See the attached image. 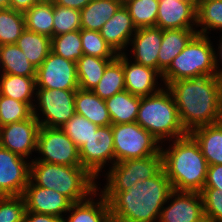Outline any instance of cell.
I'll return each instance as SVG.
<instances>
[{
    "mask_svg": "<svg viewBox=\"0 0 222 222\" xmlns=\"http://www.w3.org/2000/svg\"><path fill=\"white\" fill-rule=\"evenodd\" d=\"M207 1H211V0H194V4L197 8L200 4H203L204 2H207Z\"/></svg>",
    "mask_w": 222,
    "mask_h": 222,
    "instance_id": "681fc988",
    "label": "cell"
},
{
    "mask_svg": "<svg viewBox=\"0 0 222 222\" xmlns=\"http://www.w3.org/2000/svg\"><path fill=\"white\" fill-rule=\"evenodd\" d=\"M161 146L162 168L175 191L200 192L204 188L208 163L194 137L188 133Z\"/></svg>",
    "mask_w": 222,
    "mask_h": 222,
    "instance_id": "3957f363",
    "label": "cell"
},
{
    "mask_svg": "<svg viewBox=\"0 0 222 222\" xmlns=\"http://www.w3.org/2000/svg\"><path fill=\"white\" fill-rule=\"evenodd\" d=\"M79 158L82 167L96 179L103 173L102 169L109 166L108 163L111 167L115 163L112 125L100 126L79 148Z\"/></svg>",
    "mask_w": 222,
    "mask_h": 222,
    "instance_id": "8fae6325",
    "label": "cell"
},
{
    "mask_svg": "<svg viewBox=\"0 0 222 222\" xmlns=\"http://www.w3.org/2000/svg\"><path fill=\"white\" fill-rule=\"evenodd\" d=\"M80 29V10L53 3V36Z\"/></svg>",
    "mask_w": 222,
    "mask_h": 222,
    "instance_id": "ab89813d",
    "label": "cell"
},
{
    "mask_svg": "<svg viewBox=\"0 0 222 222\" xmlns=\"http://www.w3.org/2000/svg\"><path fill=\"white\" fill-rule=\"evenodd\" d=\"M30 180L42 188L53 189L72 203L88 199L98 190L96 178L82 166H63L31 161Z\"/></svg>",
    "mask_w": 222,
    "mask_h": 222,
    "instance_id": "277c9868",
    "label": "cell"
},
{
    "mask_svg": "<svg viewBox=\"0 0 222 222\" xmlns=\"http://www.w3.org/2000/svg\"><path fill=\"white\" fill-rule=\"evenodd\" d=\"M51 51L67 60L77 62L83 56L80 30L53 36Z\"/></svg>",
    "mask_w": 222,
    "mask_h": 222,
    "instance_id": "d590c367",
    "label": "cell"
},
{
    "mask_svg": "<svg viewBox=\"0 0 222 222\" xmlns=\"http://www.w3.org/2000/svg\"><path fill=\"white\" fill-rule=\"evenodd\" d=\"M75 95L76 90L36 88L33 115L40 126L60 128L64 125L76 114Z\"/></svg>",
    "mask_w": 222,
    "mask_h": 222,
    "instance_id": "ba28073f",
    "label": "cell"
},
{
    "mask_svg": "<svg viewBox=\"0 0 222 222\" xmlns=\"http://www.w3.org/2000/svg\"><path fill=\"white\" fill-rule=\"evenodd\" d=\"M127 52L123 53L125 90L132 95L145 97L157 93L164 87L158 84L162 75L155 69L132 62ZM159 85V86H158ZM161 85V86H160ZM158 87V88H157Z\"/></svg>",
    "mask_w": 222,
    "mask_h": 222,
    "instance_id": "ac0fdd59",
    "label": "cell"
},
{
    "mask_svg": "<svg viewBox=\"0 0 222 222\" xmlns=\"http://www.w3.org/2000/svg\"><path fill=\"white\" fill-rule=\"evenodd\" d=\"M204 188H216L222 195V164L208 166Z\"/></svg>",
    "mask_w": 222,
    "mask_h": 222,
    "instance_id": "7bdbcfd3",
    "label": "cell"
},
{
    "mask_svg": "<svg viewBox=\"0 0 222 222\" xmlns=\"http://www.w3.org/2000/svg\"><path fill=\"white\" fill-rule=\"evenodd\" d=\"M97 124L92 123L85 117L75 114L60 128L76 144L79 149L90 137L95 134L99 128Z\"/></svg>",
    "mask_w": 222,
    "mask_h": 222,
    "instance_id": "8d00e7d4",
    "label": "cell"
},
{
    "mask_svg": "<svg viewBox=\"0 0 222 222\" xmlns=\"http://www.w3.org/2000/svg\"><path fill=\"white\" fill-rule=\"evenodd\" d=\"M10 0H0V9L9 8Z\"/></svg>",
    "mask_w": 222,
    "mask_h": 222,
    "instance_id": "c3c4849f",
    "label": "cell"
},
{
    "mask_svg": "<svg viewBox=\"0 0 222 222\" xmlns=\"http://www.w3.org/2000/svg\"><path fill=\"white\" fill-rule=\"evenodd\" d=\"M26 29L53 37V2L41 0L24 12Z\"/></svg>",
    "mask_w": 222,
    "mask_h": 222,
    "instance_id": "1f68e13d",
    "label": "cell"
},
{
    "mask_svg": "<svg viewBox=\"0 0 222 222\" xmlns=\"http://www.w3.org/2000/svg\"><path fill=\"white\" fill-rule=\"evenodd\" d=\"M36 88L77 90L76 62L51 51L36 70Z\"/></svg>",
    "mask_w": 222,
    "mask_h": 222,
    "instance_id": "7c38bea8",
    "label": "cell"
},
{
    "mask_svg": "<svg viewBox=\"0 0 222 222\" xmlns=\"http://www.w3.org/2000/svg\"><path fill=\"white\" fill-rule=\"evenodd\" d=\"M75 113L98 126L112 125L105 101L92 90L77 89L75 95Z\"/></svg>",
    "mask_w": 222,
    "mask_h": 222,
    "instance_id": "603a6c76",
    "label": "cell"
},
{
    "mask_svg": "<svg viewBox=\"0 0 222 222\" xmlns=\"http://www.w3.org/2000/svg\"><path fill=\"white\" fill-rule=\"evenodd\" d=\"M115 163L161 151L160 142L136 122L112 124Z\"/></svg>",
    "mask_w": 222,
    "mask_h": 222,
    "instance_id": "52a82bcc",
    "label": "cell"
},
{
    "mask_svg": "<svg viewBox=\"0 0 222 222\" xmlns=\"http://www.w3.org/2000/svg\"><path fill=\"white\" fill-rule=\"evenodd\" d=\"M29 161L0 146V196L23 195L30 181Z\"/></svg>",
    "mask_w": 222,
    "mask_h": 222,
    "instance_id": "4fadbf2b",
    "label": "cell"
},
{
    "mask_svg": "<svg viewBox=\"0 0 222 222\" xmlns=\"http://www.w3.org/2000/svg\"><path fill=\"white\" fill-rule=\"evenodd\" d=\"M98 190L88 199L72 203L63 222H112L108 201ZM99 197L97 200L94 197Z\"/></svg>",
    "mask_w": 222,
    "mask_h": 222,
    "instance_id": "44dd1931",
    "label": "cell"
},
{
    "mask_svg": "<svg viewBox=\"0 0 222 222\" xmlns=\"http://www.w3.org/2000/svg\"><path fill=\"white\" fill-rule=\"evenodd\" d=\"M123 90H125V80L123 53H121L107 65L100 82L92 91L101 99L106 100Z\"/></svg>",
    "mask_w": 222,
    "mask_h": 222,
    "instance_id": "83f0119b",
    "label": "cell"
},
{
    "mask_svg": "<svg viewBox=\"0 0 222 222\" xmlns=\"http://www.w3.org/2000/svg\"><path fill=\"white\" fill-rule=\"evenodd\" d=\"M177 105L180 121L190 133L193 129L222 120V78L201 74L166 86Z\"/></svg>",
    "mask_w": 222,
    "mask_h": 222,
    "instance_id": "6da1fadb",
    "label": "cell"
},
{
    "mask_svg": "<svg viewBox=\"0 0 222 222\" xmlns=\"http://www.w3.org/2000/svg\"><path fill=\"white\" fill-rule=\"evenodd\" d=\"M137 29L156 27L159 0H123Z\"/></svg>",
    "mask_w": 222,
    "mask_h": 222,
    "instance_id": "836d02e7",
    "label": "cell"
},
{
    "mask_svg": "<svg viewBox=\"0 0 222 222\" xmlns=\"http://www.w3.org/2000/svg\"><path fill=\"white\" fill-rule=\"evenodd\" d=\"M105 174L107 180L101 191H125L138 181L154 177L162 169L161 151L144 158L114 163Z\"/></svg>",
    "mask_w": 222,
    "mask_h": 222,
    "instance_id": "9c48e42d",
    "label": "cell"
},
{
    "mask_svg": "<svg viewBox=\"0 0 222 222\" xmlns=\"http://www.w3.org/2000/svg\"><path fill=\"white\" fill-rule=\"evenodd\" d=\"M23 197L26 204V212H36L53 215L61 220L66 216L72 202L53 189L42 188L31 180L25 188ZM65 215H64V214Z\"/></svg>",
    "mask_w": 222,
    "mask_h": 222,
    "instance_id": "2e32d148",
    "label": "cell"
},
{
    "mask_svg": "<svg viewBox=\"0 0 222 222\" xmlns=\"http://www.w3.org/2000/svg\"><path fill=\"white\" fill-rule=\"evenodd\" d=\"M136 123L162 143L188 134L184 129L177 105L167 87L155 94L140 97ZM167 139V140H166Z\"/></svg>",
    "mask_w": 222,
    "mask_h": 222,
    "instance_id": "5b68a950",
    "label": "cell"
},
{
    "mask_svg": "<svg viewBox=\"0 0 222 222\" xmlns=\"http://www.w3.org/2000/svg\"><path fill=\"white\" fill-rule=\"evenodd\" d=\"M190 134L198 142L209 166L222 164V121L197 127Z\"/></svg>",
    "mask_w": 222,
    "mask_h": 222,
    "instance_id": "cb8c5ba5",
    "label": "cell"
},
{
    "mask_svg": "<svg viewBox=\"0 0 222 222\" xmlns=\"http://www.w3.org/2000/svg\"><path fill=\"white\" fill-rule=\"evenodd\" d=\"M132 18L124 4L116 13L102 26L100 35L113 48L117 54L126 52L129 42L136 33Z\"/></svg>",
    "mask_w": 222,
    "mask_h": 222,
    "instance_id": "ffe728a7",
    "label": "cell"
},
{
    "mask_svg": "<svg viewBox=\"0 0 222 222\" xmlns=\"http://www.w3.org/2000/svg\"><path fill=\"white\" fill-rule=\"evenodd\" d=\"M197 29L162 30V41L158 55V72L162 75L172 60L182 52L189 41L197 34Z\"/></svg>",
    "mask_w": 222,
    "mask_h": 222,
    "instance_id": "7402d4cb",
    "label": "cell"
},
{
    "mask_svg": "<svg viewBox=\"0 0 222 222\" xmlns=\"http://www.w3.org/2000/svg\"><path fill=\"white\" fill-rule=\"evenodd\" d=\"M61 219L53 216L36 212H26L23 222H60Z\"/></svg>",
    "mask_w": 222,
    "mask_h": 222,
    "instance_id": "ee69618b",
    "label": "cell"
},
{
    "mask_svg": "<svg viewBox=\"0 0 222 222\" xmlns=\"http://www.w3.org/2000/svg\"><path fill=\"white\" fill-rule=\"evenodd\" d=\"M197 34L207 35L212 30L222 32V0H211L200 4L196 11ZM211 30V31H210Z\"/></svg>",
    "mask_w": 222,
    "mask_h": 222,
    "instance_id": "e575fe53",
    "label": "cell"
},
{
    "mask_svg": "<svg viewBox=\"0 0 222 222\" xmlns=\"http://www.w3.org/2000/svg\"><path fill=\"white\" fill-rule=\"evenodd\" d=\"M25 29L23 12L11 8L0 9V46L16 44Z\"/></svg>",
    "mask_w": 222,
    "mask_h": 222,
    "instance_id": "d6a6232c",
    "label": "cell"
},
{
    "mask_svg": "<svg viewBox=\"0 0 222 222\" xmlns=\"http://www.w3.org/2000/svg\"><path fill=\"white\" fill-rule=\"evenodd\" d=\"M41 0H10L9 8L25 12Z\"/></svg>",
    "mask_w": 222,
    "mask_h": 222,
    "instance_id": "bcb514c9",
    "label": "cell"
},
{
    "mask_svg": "<svg viewBox=\"0 0 222 222\" xmlns=\"http://www.w3.org/2000/svg\"><path fill=\"white\" fill-rule=\"evenodd\" d=\"M40 124L36 117L0 127V146L25 159L37 150ZM30 156V157H29Z\"/></svg>",
    "mask_w": 222,
    "mask_h": 222,
    "instance_id": "5bb4252c",
    "label": "cell"
},
{
    "mask_svg": "<svg viewBox=\"0 0 222 222\" xmlns=\"http://www.w3.org/2000/svg\"><path fill=\"white\" fill-rule=\"evenodd\" d=\"M33 109L25 102L0 95V127L30 118Z\"/></svg>",
    "mask_w": 222,
    "mask_h": 222,
    "instance_id": "74e56055",
    "label": "cell"
},
{
    "mask_svg": "<svg viewBox=\"0 0 222 222\" xmlns=\"http://www.w3.org/2000/svg\"><path fill=\"white\" fill-rule=\"evenodd\" d=\"M25 213L23 195L0 196V222H23Z\"/></svg>",
    "mask_w": 222,
    "mask_h": 222,
    "instance_id": "60d3db41",
    "label": "cell"
},
{
    "mask_svg": "<svg viewBox=\"0 0 222 222\" xmlns=\"http://www.w3.org/2000/svg\"><path fill=\"white\" fill-rule=\"evenodd\" d=\"M92 0H52L56 5L82 10Z\"/></svg>",
    "mask_w": 222,
    "mask_h": 222,
    "instance_id": "f6af8a7d",
    "label": "cell"
},
{
    "mask_svg": "<svg viewBox=\"0 0 222 222\" xmlns=\"http://www.w3.org/2000/svg\"><path fill=\"white\" fill-rule=\"evenodd\" d=\"M162 41V29L147 27L137 29L129 45L132 61L158 71V55Z\"/></svg>",
    "mask_w": 222,
    "mask_h": 222,
    "instance_id": "d6986e66",
    "label": "cell"
},
{
    "mask_svg": "<svg viewBox=\"0 0 222 222\" xmlns=\"http://www.w3.org/2000/svg\"><path fill=\"white\" fill-rule=\"evenodd\" d=\"M16 45L36 68L43 63L51 52V38L27 29L20 35Z\"/></svg>",
    "mask_w": 222,
    "mask_h": 222,
    "instance_id": "4dcf8cb0",
    "label": "cell"
},
{
    "mask_svg": "<svg viewBox=\"0 0 222 222\" xmlns=\"http://www.w3.org/2000/svg\"><path fill=\"white\" fill-rule=\"evenodd\" d=\"M83 54L99 58H116L117 53L98 31L80 29Z\"/></svg>",
    "mask_w": 222,
    "mask_h": 222,
    "instance_id": "f35d334b",
    "label": "cell"
},
{
    "mask_svg": "<svg viewBox=\"0 0 222 222\" xmlns=\"http://www.w3.org/2000/svg\"><path fill=\"white\" fill-rule=\"evenodd\" d=\"M204 216L215 222H222V195L216 188H203L200 191Z\"/></svg>",
    "mask_w": 222,
    "mask_h": 222,
    "instance_id": "b9f144b4",
    "label": "cell"
},
{
    "mask_svg": "<svg viewBox=\"0 0 222 222\" xmlns=\"http://www.w3.org/2000/svg\"><path fill=\"white\" fill-rule=\"evenodd\" d=\"M0 73H1V46H0Z\"/></svg>",
    "mask_w": 222,
    "mask_h": 222,
    "instance_id": "816d5d0a",
    "label": "cell"
},
{
    "mask_svg": "<svg viewBox=\"0 0 222 222\" xmlns=\"http://www.w3.org/2000/svg\"><path fill=\"white\" fill-rule=\"evenodd\" d=\"M194 1L159 0L156 27L165 29H196Z\"/></svg>",
    "mask_w": 222,
    "mask_h": 222,
    "instance_id": "e0dca14e",
    "label": "cell"
},
{
    "mask_svg": "<svg viewBox=\"0 0 222 222\" xmlns=\"http://www.w3.org/2000/svg\"><path fill=\"white\" fill-rule=\"evenodd\" d=\"M165 205L158 222H200L205 218L200 192L173 190Z\"/></svg>",
    "mask_w": 222,
    "mask_h": 222,
    "instance_id": "9a60e30c",
    "label": "cell"
},
{
    "mask_svg": "<svg viewBox=\"0 0 222 222\" xmlns=\"http://www.w3.org/2000/svg\"><path fill=\"white\" fill-rule=\"evenodd\" d=\"M209 35L196 34L162 74L166 87L171 82L190 79L201 74L218 75L216 51Z\"/></svg>",
    "mask_w": 222,
    "mask_h": 222,
    "instance_id": "8992f818",
    "label": "cell"
},
{
    "mask_svg": "<svg viewBox=\"0 0 222 222\" xmlns=\"http://www.w3.org/2000/svg\"><path fill=\"white\" fill-rule=\"evenodd\" d=\"M36 70L16 44L1 45V73L36 77Z\"/></svg>",
    "mask_w": 222,
    "mask_h": 222,
    "instance_id": "f546056e",
    "label": "cell"
},
{
    "mask_svg": "<svg viewBox=\"0 0 222 222\" xmlns=\"http://www.w3.org/2000/svg\"><path fill=\"white\" fill-rule=\"evenodd\" d=\"M114 59L83 54L76 62L79 89L92 90L100 82L107 65Z\"/></svg>",
    "mask_w": 222,
    "mask_h": 222,
    "instance_id": "f1b7e54d",
    "label": "cell"
},
{
    "mask_svg": "<svg viewBox=\"0 0 222 222\" xmlns=\"http://www.w3.org/2000/svg\"><path fill=\"white\" fill-rule=\"evenodd\" d=\"M221 39L219 40V45H218V48H216L217 52L215 53L216 55V67H217V72H218V75L222 78V68H220L219 66V63L221 64L222 66V37H220ZM219 57V58H218ZM221 59V60H220ZM220 60V61H219ZM219 68V69H218Z\"/></svg>",
    "mask_w": 222,
    "mask_h": 222,
    "instance_id": "7dc6e473",
    "label": "cell"
},
{
    "mask_svg": "<svg viewBox=\"0 0 222 222\" xmlns=\"http://www.w3.org/2000/svg\"><path fill=\"white\" fill-rule=\"evenodd\" d=\"M173 191L163 168L152 178L125 191H100L108 201L112 222H158L160 211Z\"/></svg>",
    "mask_w": 222,
    "mask_h": 222,
    "instance_id": "7a4b0ae2",
    "label": "cell"
},
{
    "mask_svg": "<svg viewBox=\"0 0 222 222\" xmlns=\"http://www.w3.org/2000/svg\"><path fill=\"white\" fill-rule=\"evenodd\" d=\"M105 101L112 124L136 122L140 97L123 90Z\"/></svg>",
    "mask_w": 222,
    "mask_h": 222,
    "instance_id": "4316f807",
    "label": "cell"
},
{
    "mask_svg": "<svg viewBox=\"0 0 222 222\" xmlns=\"http://www.w3.org/2000/svg\"><path fill=\"white\" fill-rule=\"evenodd\" d=\"M0 95L25 102L33 109L36 98V77L1 73Z\"/></svg>",
    "mask_w": 222,
    "mask_h": 222,
    "instance_id": "d4e9b609",
    "label": "cell"
},
{
    "mask_svg": "<svg viewBox=\"0 0 222 222\" xmlns=\"http://www.w3.org/2000/svg\"><path fill=\"white\" fill-rule=\"evenodd\" d=\"M37 153L42 161L63 166H82L79 149L61 128L40 126L37 136Z\"/></svg>",
    "mask_w": 222,
    "mask_h": 222,
    "instance_id": "30bf717a",
    "label": "cell"
},
{
    "mask_svg": "<svg viewBox=\"0 0 222 222\" xmlns=\"http://www.w3.org/2000/svg\"><path fill=\"white\" fill-rule=\"evenodd\" d=\"M200 222H215V221H213V220H211V219H208V218H203Z\"/></svg>",
    "mask_w": 222,
    "mask_h": 222,
    "instance_id": "f907efd6",
    "label": "cell"
},
{
    "mask_svg": "<svg viewBox=\"0 0 222 222\" xmlns=\"http://www.w3.org/2000/svg\"><path fill=\"white\" fill-rule=\"evenodd\" d=\"M122 4L123 0H92L80 11L81 29L99 32Z\"/></svg>",
    "mask_w": 222,
    "mask_h": 222,
    "instance_id": "484cf974",
    "label": "cell"
}]
</instances>
